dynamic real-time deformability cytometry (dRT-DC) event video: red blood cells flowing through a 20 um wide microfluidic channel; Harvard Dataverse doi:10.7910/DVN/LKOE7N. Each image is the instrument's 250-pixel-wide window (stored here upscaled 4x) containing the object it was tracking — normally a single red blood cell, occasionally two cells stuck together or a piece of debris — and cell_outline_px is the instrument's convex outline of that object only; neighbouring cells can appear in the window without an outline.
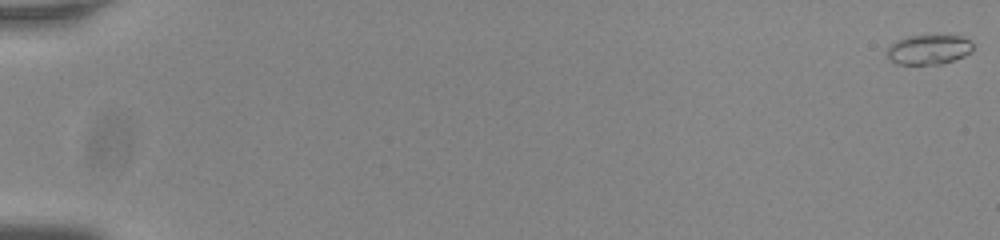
{"species": "common noctule bat (a hibernating species)", "species_latin": "Nyctalus noctula", "temperature_condition": "room temperature", "stored_images_in_passage": 57, "camera_frame_rate_fps": 3000, "um_per_image_px": 0.085, "animal": {"sex": "male", "body_mass_g": 20.0, "forearm_length_mm": 53.3}, "frame": {"image": 1, "passage_image": 1, "time_ms": 0.0, "image_size_px": [1000, 240], "cell_outline_px": [[972, 52], [964, 56], [944, 64], [896, 64], [888, 56], [888, 48], [896, 40], [908, 36], [960, 36], [972, 40]], "centroid_in_image_um": [78.98, 4.22], "position_along_channel_um": 6.0, "area_um2": 14.8}}
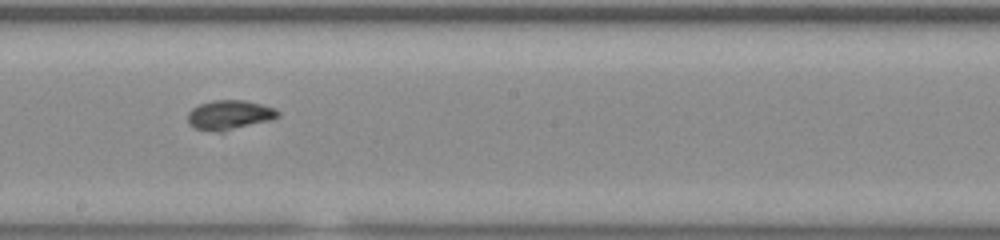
{"frame": {"image": 2, "passage_image": 34, "time_ms": 11.0, "image_size_px": [1000, 240], "cell_outline_px": [[280, 116], [272, 120], [224, 132], [216, 132], [196, 128], [188, 124], [188, 112], [192, 108], [200, 104], [212, 100], [244, 100], [276, 108], [280, 112]], "centroid_in_image_um": [19.53, 9.78], "position_along_channel_um": 228.7, "area_um2": 15.72}}
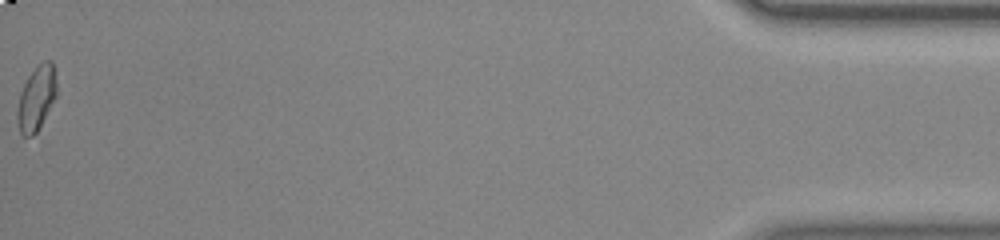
{"frame": {"image": 3, "passage_image": 57, "time_ms": 18.667, "image_size_px": [1000, 240], "cell_outline_px": [[56, 96], [36, 132], [32, 136], [24, 136], [20, 132], [16, 116], [16, 112], [20, 92], [28, 76], [36, 64], [44, 60], [52, 60], [56, 68]], "centroid_in_image_um": [3.1, 8.27], "position_along_channel_um": 432.1, "area_um2": 14.91}, "authors_computed_cell_mechanics": {"area_um2": 14.9124, "velocity_mm_per_s": 3.7991, "shape_relaxation_time_tau1_ms": 2.9585, "shape_relaxation_time_tau2_ms": 1.9594, "deformation_change_tau1": 0.1277, "deformation_change_tau2": 0.0409}}